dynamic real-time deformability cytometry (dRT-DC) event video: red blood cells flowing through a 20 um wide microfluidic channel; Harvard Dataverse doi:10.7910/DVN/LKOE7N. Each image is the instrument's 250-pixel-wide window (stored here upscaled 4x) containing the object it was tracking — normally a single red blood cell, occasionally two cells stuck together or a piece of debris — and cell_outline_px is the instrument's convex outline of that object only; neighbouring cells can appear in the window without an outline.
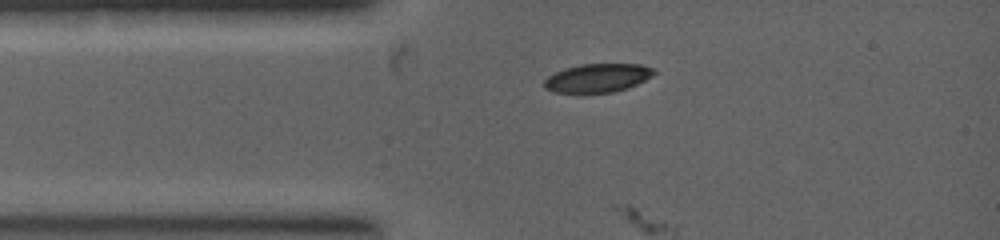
{"species": "common noctule bat (a hibernating species)", "species_latin": "Nyctalus noctula", "temperature_condition": "warm", "stored_images_in_passage": 2, "camera_frame_rate_fps": 5000, "um_per_image_px": 0.085, "animal": {"sex": "female", "body_mass_g": 19.0, "forearm_length_mm": 53.3}, "frame": {"image": 1, "passage_image": 2, "time_ms": 0.2, "image_size_px": [1000, 240], "cell_outline_px": [[656, 72], [652, 76], [636, 84], [612, 92], [556, 92], [544, 88], [544, 80], [548, 76], [564, 68], [580, 64], [640, 64], [652, 68]], "centroid_in_image_um": [50.77, 6.61], "position_along_channel_um": 34.2, "area_um2": 17.98}}